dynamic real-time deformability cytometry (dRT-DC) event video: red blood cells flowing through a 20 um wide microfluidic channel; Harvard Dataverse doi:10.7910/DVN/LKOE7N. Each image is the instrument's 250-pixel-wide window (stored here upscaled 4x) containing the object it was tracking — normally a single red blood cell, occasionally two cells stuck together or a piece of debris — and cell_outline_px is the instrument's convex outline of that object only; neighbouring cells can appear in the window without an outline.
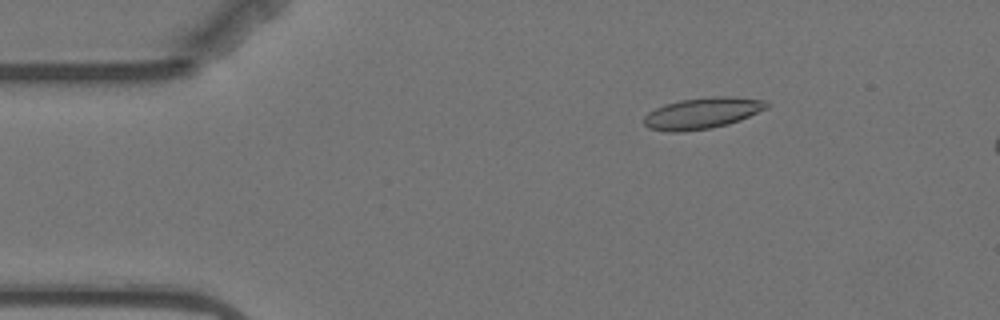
{"species": "Egyptian fruit bat (a non-hibernating species)", "species_latin": "Rousettus aegyptiacus", "temperature_condition": "warm", "stored_images_in_passage": 2, "camera_frame_rate_fps": 3000, "um_per_image_px": 0.085, "animal": {"sex": "female"}, "frame": {"image": 1, "passage_image": 1, "time_ms": 0.0, "image_size_px": [1000, 320], "cell_outline_px": [[768, 108], [740, 120], [728, 124], [712, 128], [684, 132], [668, 132], [648, 128], [644, 124], [644, 116], [648, 112], [664, 104], [680, 100], [712, 96], [732, 96], [764, 100], [768, 104]], "centroid_in_image_um": [59.68, 9.62], "position_along_channel_um": 25.3, "area_um2": 22.48}}